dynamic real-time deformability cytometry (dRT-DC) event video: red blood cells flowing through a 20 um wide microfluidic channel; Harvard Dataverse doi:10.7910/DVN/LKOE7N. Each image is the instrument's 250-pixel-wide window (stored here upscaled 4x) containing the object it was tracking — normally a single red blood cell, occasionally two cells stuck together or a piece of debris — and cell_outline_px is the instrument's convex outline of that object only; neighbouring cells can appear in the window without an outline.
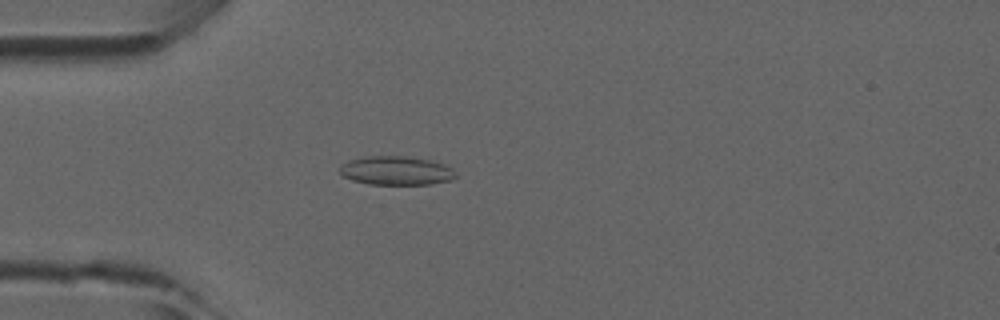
{"species": "common noctule bat (a hibernating species)", "species_latin": "Nyctalus noctula", "temperature_condition": "room temperature", "stored_images_in_passage": 36, "camera_frame_rate_fps": 3000, "um_per_image_px": 0.085, "animal": {"sex": "male", "forearm_length_mm": 52.5}, "frame": {"image": 1, "passage_image": 1, "time_ms": 0.0, "image_size_px": [1000, 320], "cell_outline_px": [[456, 176], [452, 180], [432, 184], [368, 184], [352, 180], [344, 176], [340, 172], [340, 164], [348, 160], [364, 156], [404, 156], [428, 160], [444, 164], [452, 168], [456, 172]], "centroid_in_image_um": [33.67, 14.5], "position_along_channel_um": 51.3, "area_um2": 19.54}}
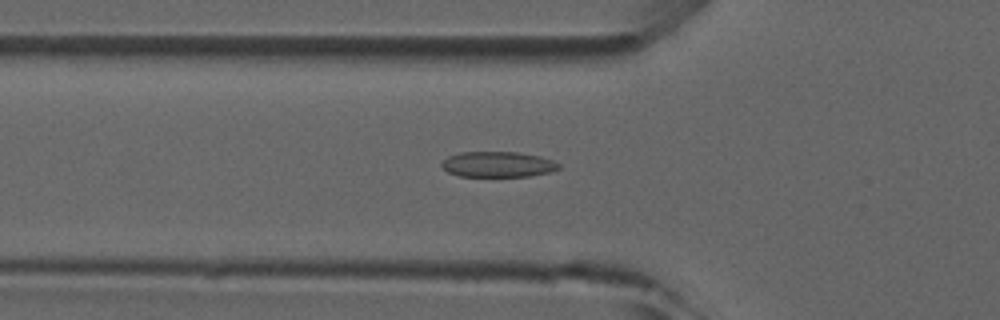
{"frame": {"image": 2, "passage_image": 4, "time_ms": 1.0, "image_size_px": [1000, 320], "cell_outline_px": [[560, 168], [548, 172], [528, 176], [460, 176], [448, 172], [440, 164], [448, 156], [460, 152], [516, 152], [540, 156], [552, 160], [560, 164]], "centroid_in_image_um": [42.31, 13.96], "position_along_channel_um": 83.5, "area_um2": 17.28}}
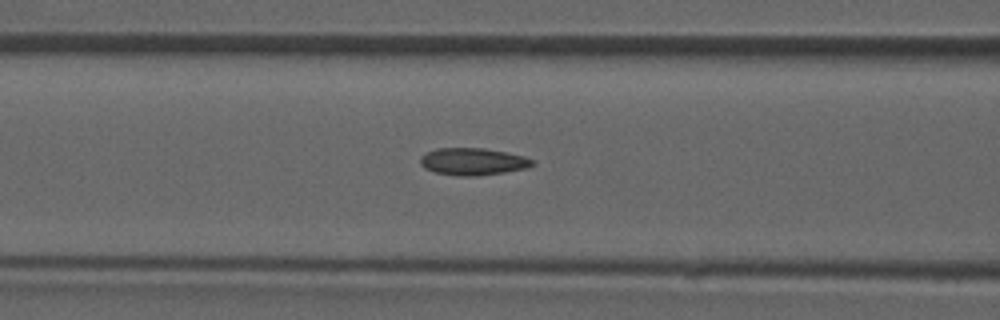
{"frame": {"image": 3, "passage_image": 7, "time_ms": 2.0, "image_size_px": [1000, 320], "cell_outline_px": [[536, 164], [528, 168], [504, 172], [476, 176], [456, 176], [436, 172], [424, 168], [420, 164], [420, 156], [436, 148], [484, 148], [508, 152], [524, 156], [536, 160]], "centroid_in_image_um": [40.24, 13.73], "position_along_channel_um": 126.4, "area_um2": 17.98}}